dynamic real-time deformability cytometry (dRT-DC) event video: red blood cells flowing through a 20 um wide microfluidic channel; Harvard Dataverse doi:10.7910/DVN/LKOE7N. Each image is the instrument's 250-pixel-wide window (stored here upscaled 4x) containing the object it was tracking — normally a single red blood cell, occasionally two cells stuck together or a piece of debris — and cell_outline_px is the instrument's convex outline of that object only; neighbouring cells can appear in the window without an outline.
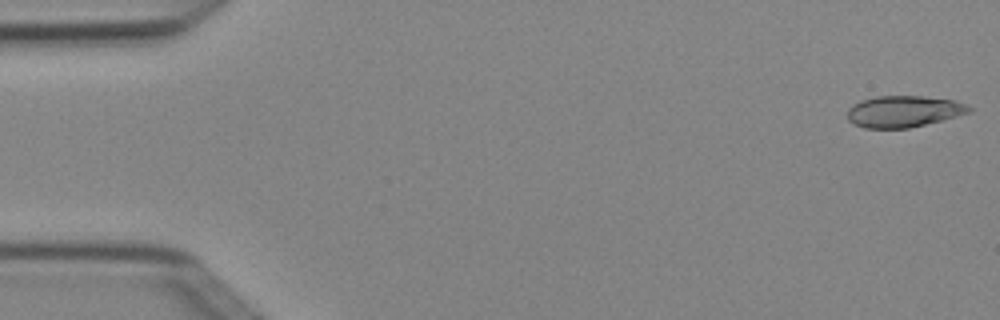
{"species": "Egyptian fruit bat (a non-hibernating species)", "species_latin": "Rousettus aegyptiacus", "temperature_condition": "cold", "stored_images_in_passage": 7, "camera_frame_rate_fps": 3000, "um_per_image_px": 0.085, "animal": {"sex": "female"}, "frame": {"image": 1, "passage_image": 1, "time_ms": 0.0, "image_size_px": [1000, 320], "cell_outline_px": [[972, 112], [908, 128], [864, 128], [852, 124], [848, 120], [848, 108], [852, 104], [860, 100], [876, 96], [924, 96], [952, 100], [968, 104], [972, 108]], "centroid_in_image_um": [76.78, 9.46], "position_along_channel_um": 8.2, "area_um2": 22.37}}
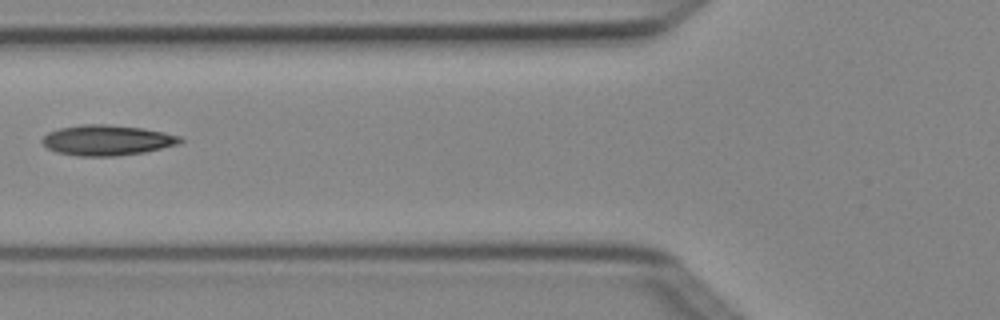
{"frame": {"image": 2, "passage_image": 6, "time_ms": 1.667, "image_size_px": [1000, 320], "cell_outline_px": [[184, 140], [180, 144], [144, 152], [116, 156], [76, 156], [56, 152], [48, 148], [40, 140], [48, 132], [60, 128], [80, 124], [104, 124], [144, 128], [164, 132], [180, 136]], "centroid_in_image_um": [9.1, 11.91], "position_along_channel_um": 116.7, "area_um2": 24.57}}
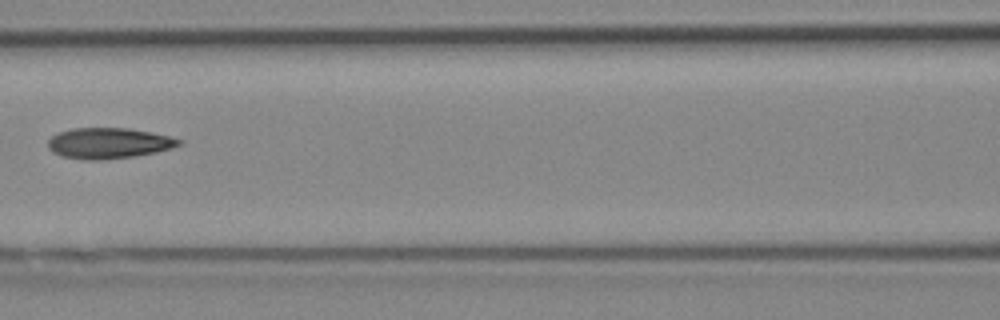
{"frame": {"image": 3, "passage_image": 7, "time_ms": 2.0, "image_size_px": [1000, 320], "cell_outline_px": [[184, 140], [180, 144], [172, 148], [156, 152], [136, 156], [104, 160], [84, 160], [60, 156], [52, 152], [48, 148], [48, 140], [52, 136], [60, 132], [72, 128], [128, 128], [152, 132]], "centroid_in_image_um": [9.23, 12.18], "position_along_channel_um": 157.4, "area_um2": 23.64}}